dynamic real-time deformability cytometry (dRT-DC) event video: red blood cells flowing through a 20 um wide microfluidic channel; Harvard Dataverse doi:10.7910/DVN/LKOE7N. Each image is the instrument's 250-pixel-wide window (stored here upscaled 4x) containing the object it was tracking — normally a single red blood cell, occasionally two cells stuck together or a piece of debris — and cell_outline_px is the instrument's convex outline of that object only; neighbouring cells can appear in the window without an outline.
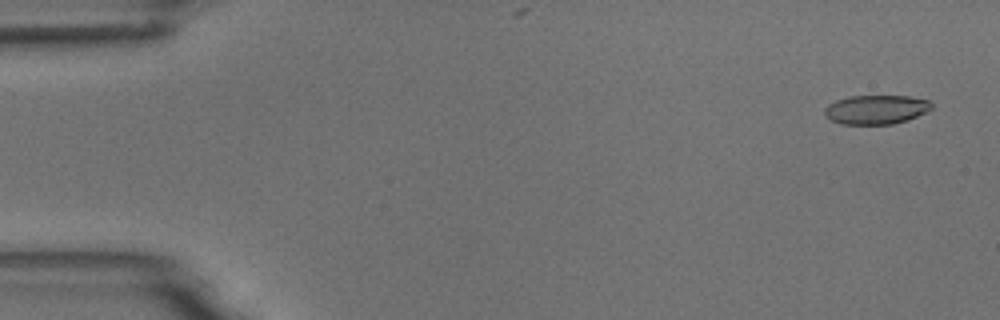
{"species": "common noctule bat (a hibernating species)", "species_latin": "Nyctalus noctula", "temperature_condition": "room temperature", "stored_images_in_passage": 4, "camera_frame_rate_fps": 3000, "um_per_image_px": 0.085, "animal": {"sex": "male", "body_mass_g": 18.8}, "frame": {"image": 1, "passage_image": 1, "time_ms": 0.0, "image_size_px": [1000, 320], "cell_outline_px": [[932, 108], [916, 116], [892, 124], [840, 124], [824, 116], [824, 108], [828, 104], [836, 100], [848, 96], [908, 96], [928, 100], [932, 104]], "centroid_in_image_um": [74.41, 9.3], "position_along_channel_um": 10.6, "area_um2": 18.03}}